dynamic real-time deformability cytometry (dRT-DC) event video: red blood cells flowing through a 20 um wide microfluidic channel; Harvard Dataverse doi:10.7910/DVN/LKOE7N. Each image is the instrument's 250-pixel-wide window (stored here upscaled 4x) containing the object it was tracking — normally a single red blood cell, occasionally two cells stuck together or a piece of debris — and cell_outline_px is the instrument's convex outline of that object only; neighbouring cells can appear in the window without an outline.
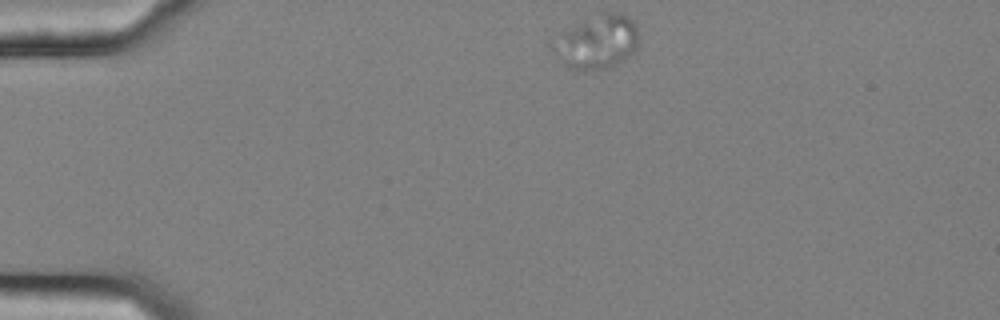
{"species": "common noctule bat (a hibernating species)", "species_latin": "Nyctalus noctula", "temperature_condition": "cold", "stored_images_in_passage": 47, "camera_frame_rate_fps": 3000, "um_per_image_px": 0.085, "animal": {"sex": "female", "body_mass_g": 25.1}, "frame": {"image": 1, "passage_image": 1, "time_ms": 0.0, "image_size_px": [1000, 320], "cell_outline_px": [[640, 44], [624, 60], [604, 68], [568, 68], [564, 60], [564, 32], [584, 20], [600, 12], [612, 12], [628, 16], [636, 24], [640, 36]], "centroid_in_image_um": [51.05, 3.49], "position_along_channel_um": 34.0, "area_um2": 24.51}}
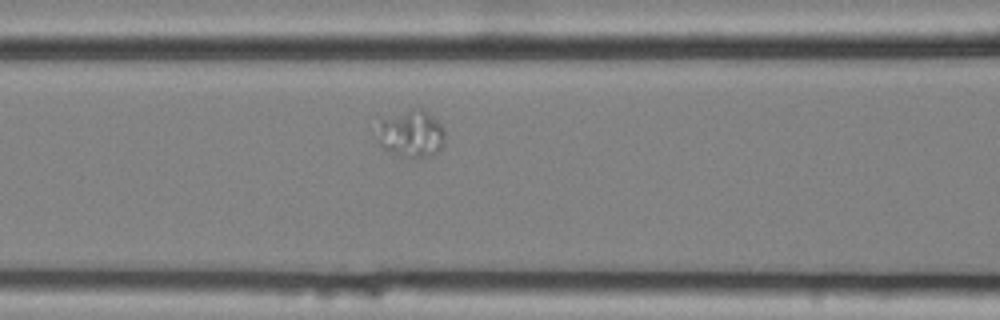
{"frame": {"image": 2, "passage_image": 14, "time_ms": 4.333, "image_size_px": [1000, 320], "cell_outline_px": [[444, 144], [436, 152], [428, 156], [404, 156], [388, 152], [380, 144], [380, 140], [384, 120], [412, 108], [420, 108], [436, 120], [440, 124], [444, 132]], "centroid_in_image_um": [35.03, 11.39], "position_along_channel_um": 131.6, "area_um2": 17.4}}
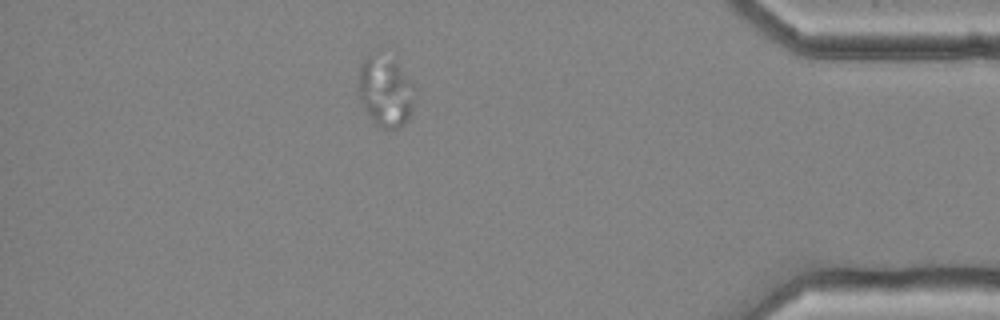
{"frame": {"image": 3, "passage_image": 40, "time_ms": 13.0, "image_size_px": [1000, 320], "cell_outline_px": [[412, 112], [404, 124], [396, 128], [384, 132], [368, 116], [360, 100], [356, 88], [360, 64], [376, 48], [380, 48], [396, 56], [412, 84]], "centroid_in_image_um": [32.71, 7.65], "position_along_channel_um": 402.5, "area_um2": 24.51}}